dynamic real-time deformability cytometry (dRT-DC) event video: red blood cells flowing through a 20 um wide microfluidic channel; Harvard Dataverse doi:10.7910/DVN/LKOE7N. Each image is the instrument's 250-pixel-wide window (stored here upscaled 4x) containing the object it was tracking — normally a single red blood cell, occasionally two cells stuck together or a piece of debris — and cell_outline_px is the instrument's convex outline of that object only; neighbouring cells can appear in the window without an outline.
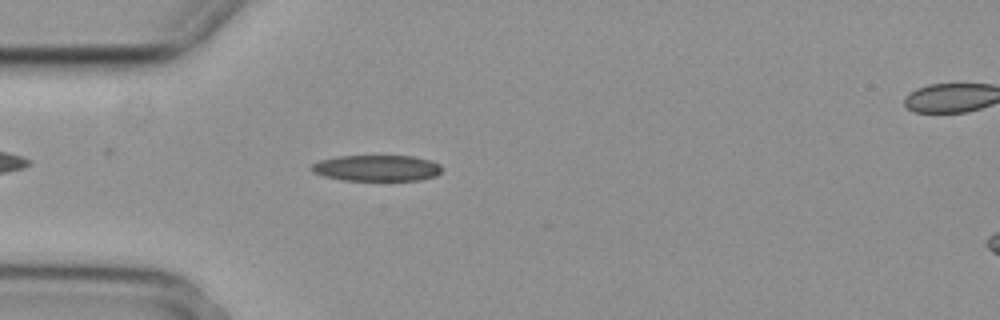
{"species": "common noctule bat (a hibernating species)", "species_latin": "Nyctalus noctula", "temperature_condition": "cold", "stored_images_in_passage": 2, "segment_of_instrument_passage": [1, 2], "camera_frame_rate_fps": 3000, "um_per_image_px": 0.085, "animal": {"sex": "female", "body_mass_g": 29.2, "forearm_length_mm": 56.3}, "frame": {"image": 1, "passage_image": 1, "time_ms": 0.0, "image_size_px": [1000, 320], "cell_outline_px": [[440, 172], [436, 176], [420, 180], [344, 180], [324, 176], [312, 172], [308, 168], [312, 164], [320, 160], [336, 156], [412, 156], [432, 160], [440, 164]], "centroid_in_image_um": [32.0, 14.28], "position_along_channel_um": 53.0, "area_um2": 19.88}}